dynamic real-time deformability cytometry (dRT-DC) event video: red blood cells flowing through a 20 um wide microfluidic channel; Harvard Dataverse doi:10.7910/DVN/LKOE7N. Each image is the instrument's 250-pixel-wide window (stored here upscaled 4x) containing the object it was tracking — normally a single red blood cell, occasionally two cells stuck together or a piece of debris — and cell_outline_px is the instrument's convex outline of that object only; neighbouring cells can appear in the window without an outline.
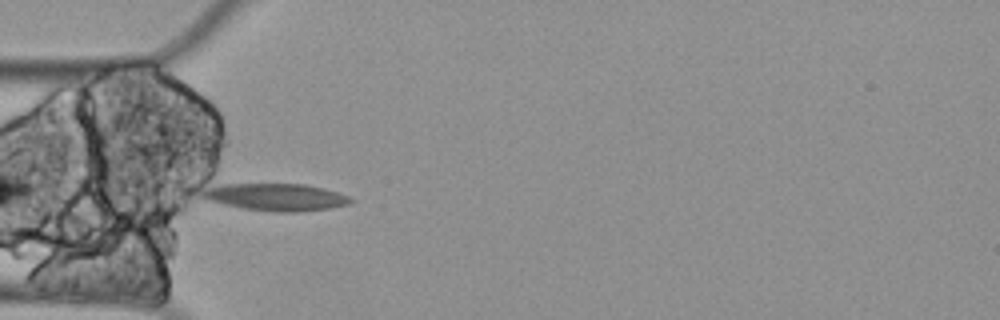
{"species": "Egyptian fruit bat (a non-hibernating species)", "species_latin": "Rousettus aegyptiacus", "temperature_condition": "cold", "stored_images_in_passage": 4, "camera_frame_rate_fps": 3000, "um_per_image_px": 0.085, "animal": {"sex": "female"}, "frame": {"image": 1, "passage_image": 1, "time_ms": 0.0, "image_size_px": [1000, 320], "cell_outline_px": [[356, 200], [352, 204], [328, 208], [296, 212], [276, 212], [244, 208], [224, 204], [208, 200], [200, 196], [200, 192], [220, 184], [304, 184], [324, 188], [348, 196]], "centroid_in_image_um": [23.49, 16.75], "position_along_channel_um": 61.5, "area_um2": 23.41}}
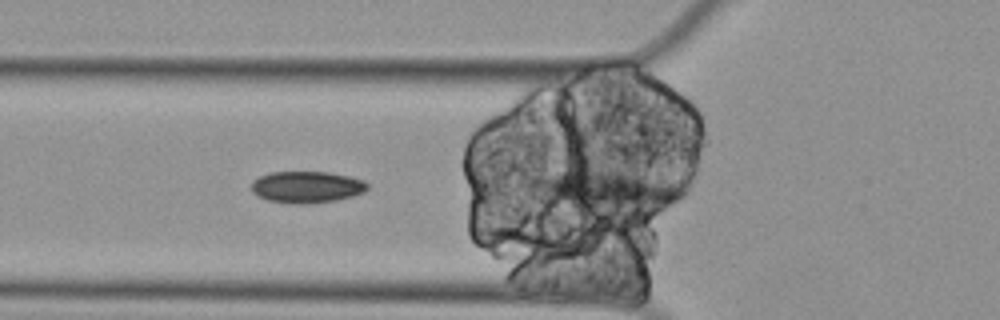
{"frame": {"image": 2, "passage_image": 2, "time_ms": 0.333, "image_size_px": [1000, 320], "cell_outline_px": [[368, 188], [364, 192], [352, 196], [336, 200], [300, 204], [292, 204], [268, 200], [252, 192], [252, 180], [260, 176], [272, 172], [328, 172], [348, 176], [364, 180], [368, 184]], "centroid_in_image_um": [26.08, 15.89], "position_along_channel_um": 99.7, "area_um2": 21.27}}